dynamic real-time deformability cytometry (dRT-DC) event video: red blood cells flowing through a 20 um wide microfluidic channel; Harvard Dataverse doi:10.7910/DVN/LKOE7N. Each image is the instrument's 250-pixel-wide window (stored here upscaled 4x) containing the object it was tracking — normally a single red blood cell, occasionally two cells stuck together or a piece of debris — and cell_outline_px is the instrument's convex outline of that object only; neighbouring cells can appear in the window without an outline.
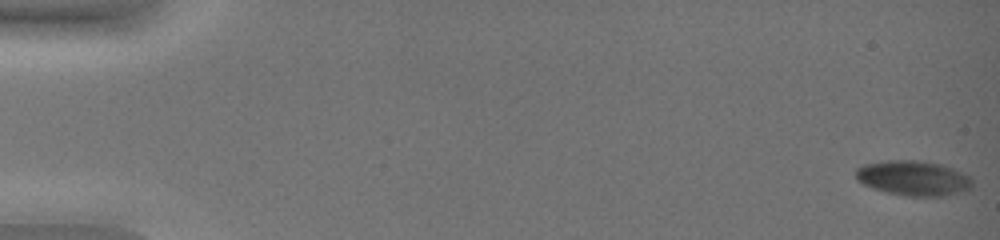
{"species": "common noctule bat (a hibernating species)", "species_latin": "Nyctalus noctula", "temperature_condition": "warm", "stored_images_in_passage": 52, "camera_frame_rate_fps": 3000, "um_per_image_px": 0.085, "animal": {"sex": "female", "body_mass_g": 19.0, "forearm_length_mm": 51.5}, "frame": {"image": 1, "passage_image": 1, "time_ms": 0.0, "image_size_px": [1000, 240], "cell_outline_px": [[972, 188], [944, 196], [904, 196], [872, 188], [856, 180], [856, 168], [864, 164], [888, 160], [920, 160], [940, 164], [952, 168], [972, 176]], "centroid_in_image_um": [77.64, 15.13], "position_along_channel_um": 7.4, "area_um2": 23.81}}
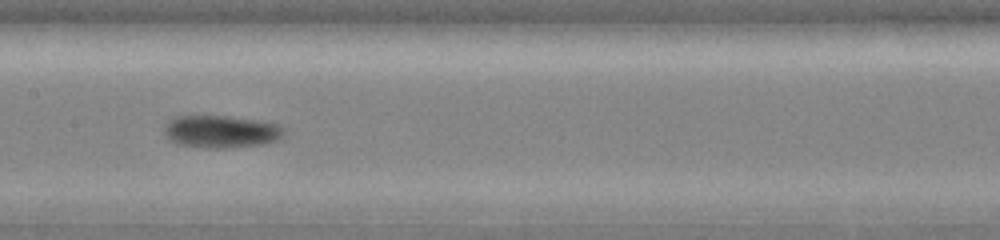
{"frame": {"image": 2, "passage_image": 29, "time_ms": 9.333, "image_size_px": [1000, 240], "cell_outline_px": [[284, 132], [280, 140], [264, 144], [228, 148], [208, 148], [176, 144], [168, 140], [164, 132], [164, 128], [168, 120], [172, 116], [228, 116], [264, 120], [280, 124], [284, 128]], "centroid_in_image_um": [18.81, 11.18], "position_along_channel_um": 188.6, "area_um2": 23.24}}
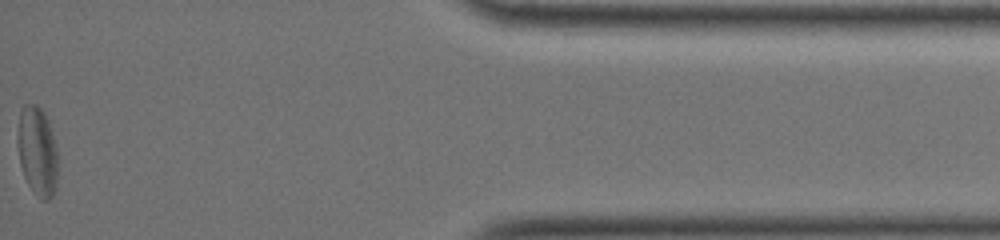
{"frame": {"image": 3, "passage_image": 52, "time_ms": 17.0, "image_size_px": [1000, 240], "cell_outline_px": [[56, 188], [52, 196], [48, 200], [40, 200], [28, 184], [24, 176], [20, 164], [16, 140], [20, 108], [24, 104], [36, 104], [44, 112], [48, 120], [56, 144]], "centroid_in_image_um": [3.14, 12.83], "position_along_channel_um": 432.1, "area_um2": 21.1}, "authors_computed_cell_mechanics": {"area_um2": 22.8599, "velocity_mm_per_s": 3.8375, "shape_relaxation_time_tau1_ms": 3.8433, "shape_relaxation_time_tau2_ms": 10.0586, "deformation_change_tau1": 0.0816, "deformation_change_tau2": 0.148}}